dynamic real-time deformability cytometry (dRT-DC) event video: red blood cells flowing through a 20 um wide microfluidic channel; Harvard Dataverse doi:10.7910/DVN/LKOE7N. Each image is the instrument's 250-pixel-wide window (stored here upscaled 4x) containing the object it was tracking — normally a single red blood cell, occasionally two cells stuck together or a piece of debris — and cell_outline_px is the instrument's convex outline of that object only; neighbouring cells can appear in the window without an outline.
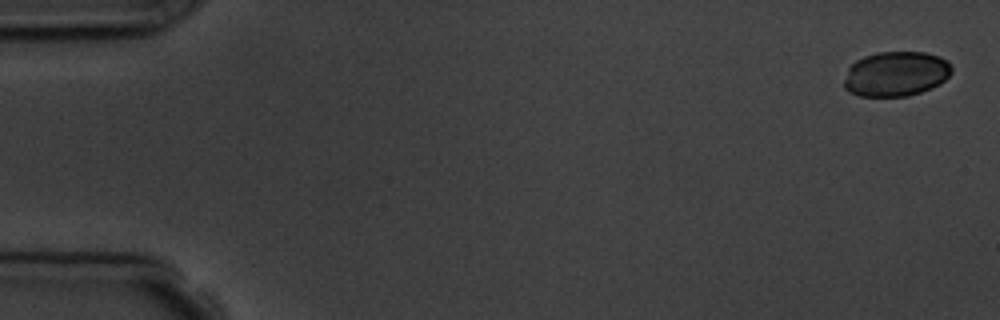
{"species": "common noctule bat (a hibernating species)", "species_latin": "Nyctalus noctula", "temperature_condition": "room temperature", "stored_images_in_passage": 16, "camera_frame_rate_fps": 3000, "um_per_image_px": 0.085, "animal": {"sex": "male", "body_mass_g": 19.5, "forearm_length_mm": 54.6}, "frame": {"image": 1, "passage_image": 1, "time_ms": 0.0, "image_size_px": [1000, 320], "cell_outline_px": [[952, 72], [940, 84], [920, 92], [908, 96], [860, 96], [848, 92], [844, 88], [844, 80], [848, 68], [856, 60], [864, 56], [876, 52], [924, 52], [940, 56], [948, 60], [952, 68]], "centroid_in_image_um": [76.15, 6.27], "position_along_channel_um": 8.8, "area_um2": 28.32}}